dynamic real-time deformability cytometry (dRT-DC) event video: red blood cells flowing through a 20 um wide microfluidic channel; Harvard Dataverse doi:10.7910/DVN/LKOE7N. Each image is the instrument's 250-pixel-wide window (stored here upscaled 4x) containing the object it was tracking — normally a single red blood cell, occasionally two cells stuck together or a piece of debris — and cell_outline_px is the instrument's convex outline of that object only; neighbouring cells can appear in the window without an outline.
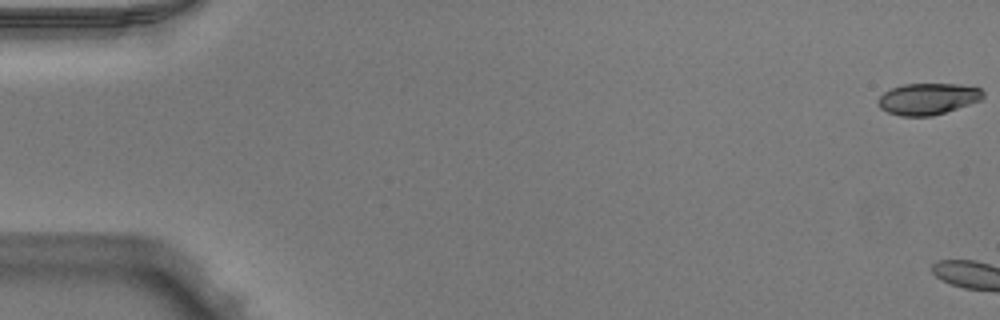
{"species": "Egyptian fruit bat (a non-hibernating species)", "species_latin": "Rousettus aegyptiacus", "temperature_condition": "warm", "stored_images_in_passage": 8, "camera_frame_rate_fps": 3000, "um_per_image_px": 0.085, "animal": {"sex": "male"}, "frame": {"image": 1, "passage_image": 1, "time_ms": 0.0, "image_size_px": [1000, 320], "cell_outline_px": [[984, 96], [980, 100], [932, 116], [900, 116], [888, 112], [880, 108], [876, 100], [884, 92], [892, 88], [904, 84], [960, 84], [980, 88], [984, 92]], "centroid_in_image_um": [78.84, 8.4], "position_along_channel_um": 6.2, "area_um2": 19.13}}